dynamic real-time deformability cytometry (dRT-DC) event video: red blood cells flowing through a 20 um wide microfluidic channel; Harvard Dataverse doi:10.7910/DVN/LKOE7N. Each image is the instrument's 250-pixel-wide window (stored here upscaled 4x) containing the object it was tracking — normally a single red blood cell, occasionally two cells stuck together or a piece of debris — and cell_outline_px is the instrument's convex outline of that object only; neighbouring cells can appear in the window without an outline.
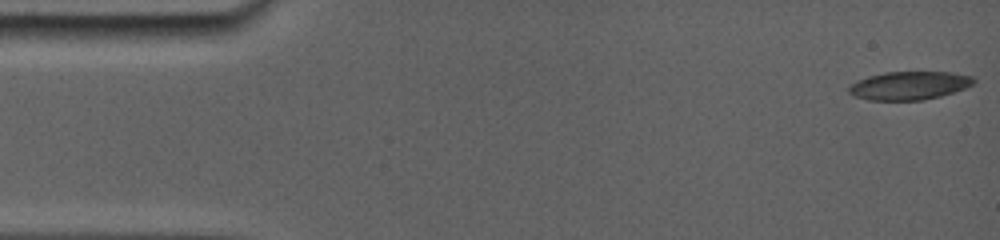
{"species": "common noctule bat (a hibernating species)", "species_latin": "Nyctalus noctula", "temperature_condition": "room temperature", "stored_images_in_passage": 30, "camera_frame_rate_fps": 5000, "um_per_image_px": 0.085, "animal": {"sex": "female", "body_mass_g": 19.0, "forearm_length_mm": 56.7}, "frame": {"image": 1, "passage_image": 1, "time_ms": 0.0, "image_size_px": [1000, 240], "cell_outline_px": [[976, 84], [940, 96], [920, 100], [868, 100], [856, 96], [848, 92], [848, 88], [852, 84], [868, 76], [884, 72], [948, 72], [972, 76], [976, 80]], "centroid_in_image_um": [77.31, 7.27], "position_along_channel_um": 7.7, "area_um2": 20.4}}
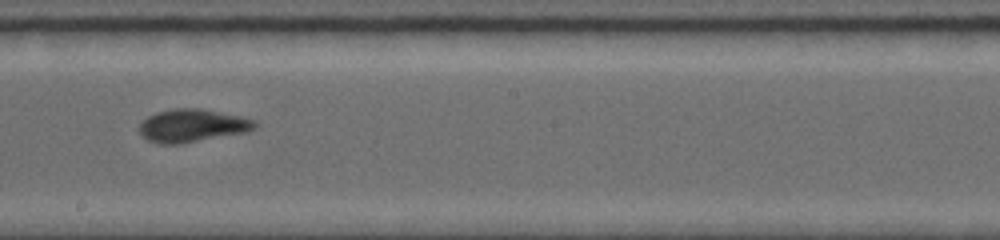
{"frame": {"image": 2, "passage_image": 18, "time_ms": 9.0, "image_size_px": [1000, 240], "cell_outline_px": [[256, 128], [248, 132], [180, 144], [160, 144], [148, 140], [140, 132], [140, 124], [148, 116], [156, 112], [172, 108], [200, 108], [240, 116], [256, 120]], "centroid_in_image_um": [16.37, 10.67], "position_along_channel_um": 231.8, "area_um2": 22.2}}
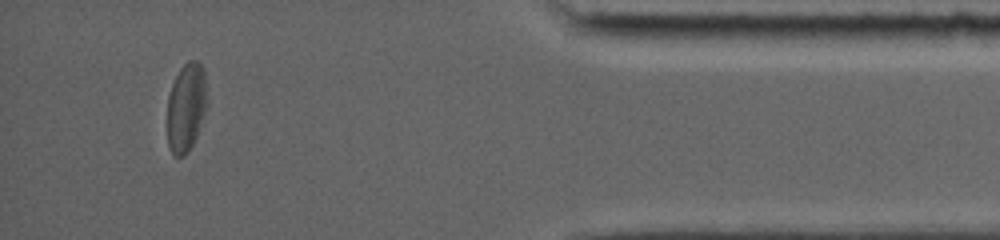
{"frame": {"image": 3, "passage_image": 29, "time_ms": 14.8, "image_size_px": [1000, 240], "cell_outline_px": [[208, 104], [196, 136], [192, 144], [184, 156], [176, 156], [168, 148], [168, 96], [172, 84], [180, 68], [188, 60], [196, 60], [204, 68], [208, 100]], "centroid_in_image_um": [15.84, 9.08], "position_along_channel_um": 419.4, "area_um2": 20.63}, "authors_computed_cell_mechanics": {"area_um2": 21.3571, "velocity_mm_per_s": 3.8426, "shape_relaxation_time_tau1_ms": 5.211, "shape_relaxation_time_tau2_ms": 2.945, "deformation_change_tau1": 0.1486, "deformation_change_tau2": 0.0913}}